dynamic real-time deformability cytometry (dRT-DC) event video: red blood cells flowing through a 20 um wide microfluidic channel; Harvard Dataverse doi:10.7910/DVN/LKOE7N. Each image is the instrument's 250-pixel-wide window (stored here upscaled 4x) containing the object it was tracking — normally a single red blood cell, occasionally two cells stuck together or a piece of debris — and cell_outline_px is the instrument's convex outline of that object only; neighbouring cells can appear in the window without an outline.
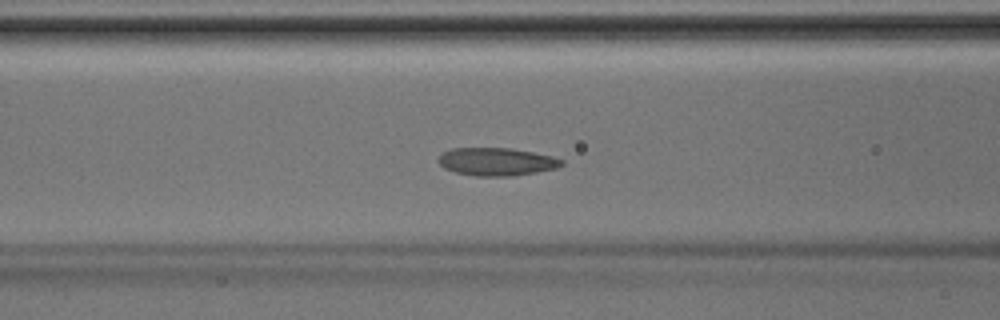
{"species": "Egyptian fruit bat (a non-hibernating species)", "species_latin": "Rousettus aegyptiacus", "temperature_condition": "room temperature", "stored_images_in_passage": 31, "camera_frame_rate_fps": 3000, "um_per_image_px": 0.085, "animal": {"sex": "male"}, "frame": {"image": 1, "passage_image": 5, "time_ms": 1.333, "image_size_px": [1000, 320], "cell_outline_px": [[564, 164], [556, 168], [536, 172], [512, 176], [476, 176], [456, 172], [444, 168], [436, 160], [444, 152], [452, 148], [512, 148], [552, 156], [564, 160]], "centroid_in_image_um": [42.21, 13.74], "position_along_channel_um": 124.4, "area_um2": 20.0}}